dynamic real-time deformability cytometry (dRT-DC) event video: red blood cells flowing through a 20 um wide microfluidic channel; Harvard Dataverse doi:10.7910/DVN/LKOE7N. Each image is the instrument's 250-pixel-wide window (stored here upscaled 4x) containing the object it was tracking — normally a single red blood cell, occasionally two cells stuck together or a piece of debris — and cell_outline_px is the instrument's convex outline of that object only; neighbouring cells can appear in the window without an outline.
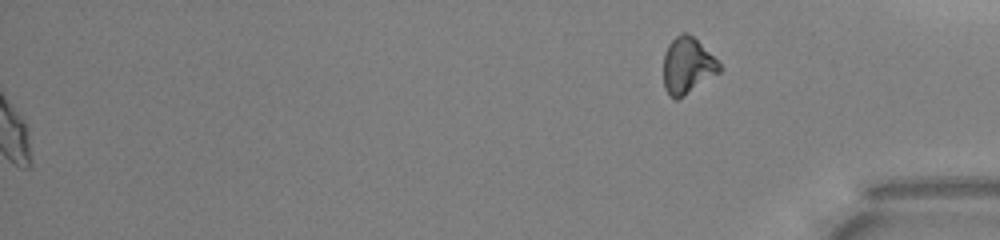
{"species": "common noctule bat (a hibernating species)", "species_latin": "Nyctalus noctula", "temperature_condition": "warm", "stored_images_in_passage": 47, "segment_of_instrument_passage": [2, 2], "camera_frame_rate_fps": 3000, "um_per_image_px": 0.085, "animal": {"sex": "male", "body_mass_g": 13.0, "forearm_length_mm": 53.1}, "frame": {"image": 1, "passage_image": 47, "time_ms": 15.333, "image_size_px": [1000, 240], "cell_outline_px": [[720, 72], [684, 96], [676, 100], [668, 96], [664, 88], [664, 56], [668, 44], [680, 32], [688, 32], [720, 64]], "centroid_in_image_um": [58.4, 5.6], "position_along_channel_um": 376.8, "area_um2": 18.15}}